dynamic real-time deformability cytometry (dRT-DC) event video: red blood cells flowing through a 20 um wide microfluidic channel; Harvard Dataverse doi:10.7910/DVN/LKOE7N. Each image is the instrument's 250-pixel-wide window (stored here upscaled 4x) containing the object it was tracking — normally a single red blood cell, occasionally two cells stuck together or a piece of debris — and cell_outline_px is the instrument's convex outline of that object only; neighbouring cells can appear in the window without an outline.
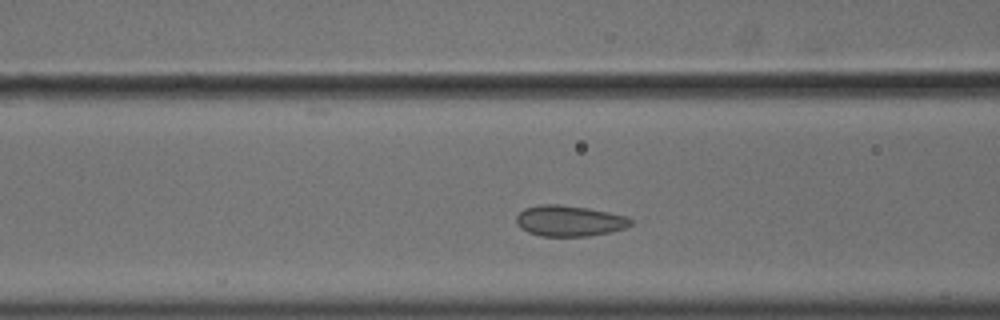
{"species": "common noctule bat (a hibernating species)", "species_latin": "Nyctalus noctula", "temperature_condition": "cold", "stored_images_in_passage": 35, "camera_frame_rate_fps": 3000, "um_per_image_px": 0.085, "animal": {"sex": "male", "body_mass_g": 18.8}, "frame": {"image": 1, "passage_image": 7, "time_ms": 2.0, "image_size_px": [1000, 320], "cell_outline_px": [[632, 224], [624, 228], [612, 232], [588, 236], [540, 236], [528, 232], [520, 228], [516, 224], [516, 216], [524, 208], [540, 204], [560, 204], [588, 208], [628, 216], [632, 220]], "centroid_in_image_um": [48.38, 18.77], "position_along_channel_um": 118.2, "area_um2": 20.75}}
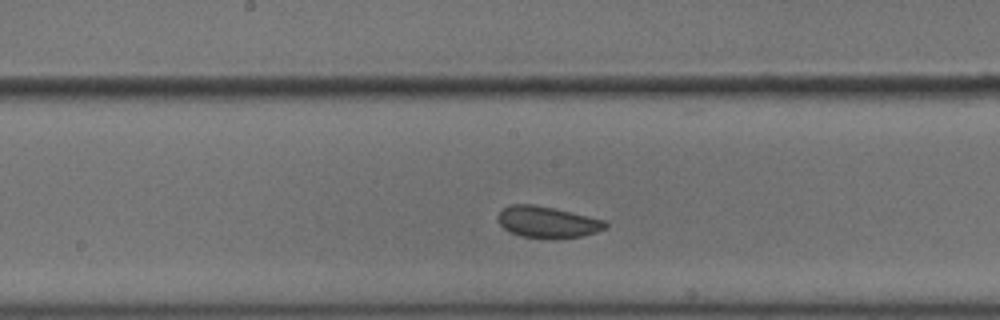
{"frame": {"image": 2, "passage_image": 14, "time_ms": 4.333, "image_size_px": [1000, 320], "cell_outline_px": [[608, 228], [596, 232], [580, 236], [548, 240], [520, 236], [508, 232], [496, 220], [496, 216], [504, 208], [512, 204], [532, 204], [552, 208], [604, 220], [608, 224]], "centroid_in_image_um": [46.49, 18.9], "position_along_channel_um": 201.7, "area_um2": 19.83}}
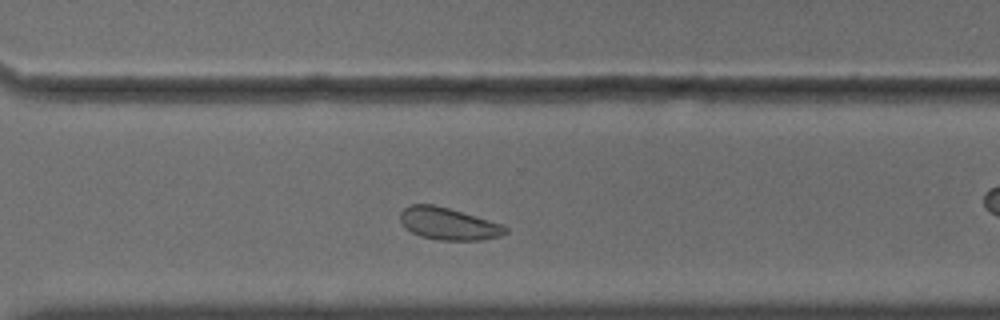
{"frame": {"image": 3, "passage_image": 25, "time_ms": 8.0, "image_size_px": [1000, 320], "cell_outline_px": [[508, 232], [500, 236], [480, 240], [436, 240], [420, 236], [404, 228], [400, 220], [400, 212], [408, 204], [432, 204], [448, 208], [504, 224], [508, 228]], "centroid_in_image_um": [38.1, 19.02], "position_along_channel_um": 332.5, "area_um2": 19.88}, "authors_computed_cell_mechanics": {"area_um2": 20.0566, "velocity_mm_per_s": 3.5725, "shape_relaxation_time_tau1_ms": 6.5629, "shape_relaxation_time_tau2_ms": null, "deformation_change_tau1": 0.049, "deformation_change_tau2": null}}